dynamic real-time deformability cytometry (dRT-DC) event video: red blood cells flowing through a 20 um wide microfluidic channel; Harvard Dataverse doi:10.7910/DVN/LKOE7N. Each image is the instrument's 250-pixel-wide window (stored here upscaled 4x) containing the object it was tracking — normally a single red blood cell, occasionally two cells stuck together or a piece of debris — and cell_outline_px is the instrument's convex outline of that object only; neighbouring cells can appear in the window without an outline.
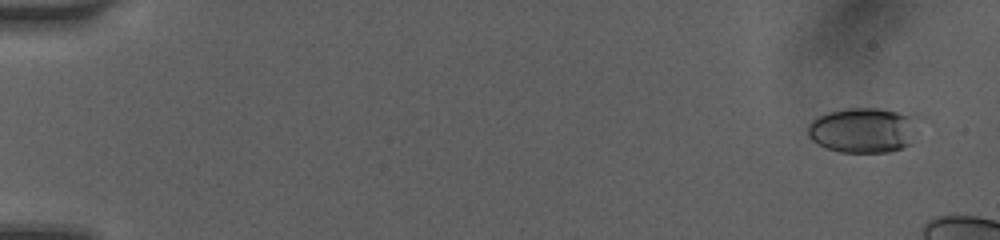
{"species": "human", "species_latin": "Homo sapiens", "temperature_condition": "room temperature", "stored_images_in_passage": 15, "camera_frame_rate_fps": 3000, "um_per_image_px": 0.085, "donor": {"sex": "female"}, "frame": {"image": 1, "passage_image": 2, "time_ms": 0.667, "image_size_px": [1000, 240], "cell_outline_px": [[932, 124], [912, 144], [904, 148], [888, 152], [840, 152], [824, 148], [812, 140], [808, 136], [808, 124], [816, 116], [828, 112], [848, 108], [880, 108], [920, 112], [928, 116], [932, 120]], "centroid_in_image_um": [73.76, 11.01], "position_along_channel_um": 11.2, "area_um2": 32.19}}